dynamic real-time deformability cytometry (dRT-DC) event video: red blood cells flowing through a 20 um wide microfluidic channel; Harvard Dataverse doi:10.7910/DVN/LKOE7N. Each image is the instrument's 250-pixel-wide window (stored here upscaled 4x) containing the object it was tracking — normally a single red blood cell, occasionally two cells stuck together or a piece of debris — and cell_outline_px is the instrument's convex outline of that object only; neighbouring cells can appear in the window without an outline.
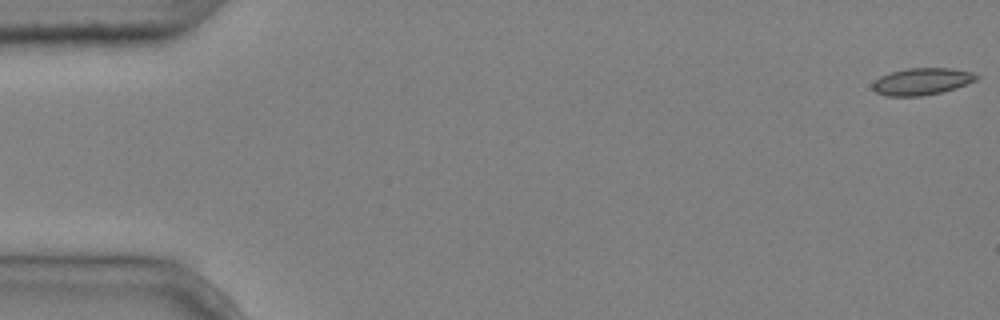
{"species": "common noctule bat (a hibernating species)", "species_latin": "Nyctalus noctula", "temperature_condition": "cold", "stored_images_in_passage": 6, "camera_frame_rate_fps": 3000, "um_per_image_px": 0.085, "animal": {"sex": "male", "body_mass_g": 20.4}, "frame": {"image": 1, "passage_image": 1, "time_ms": 0.0, "image_size_px": [1000, 320], "cell_outline_px": [[980, 76], [976, 80], [956, 88], [940, 92], [920, 96], [888, 96], [876, 92], [872, 88], [872, 84], [880, 76], [892, 72], [908, 68], [952, 68], [972, 72]], "centroid_in_image_um": [78.37, 6.92], "position_along_channel_um": 6.6, "area_um2": 16.18}}